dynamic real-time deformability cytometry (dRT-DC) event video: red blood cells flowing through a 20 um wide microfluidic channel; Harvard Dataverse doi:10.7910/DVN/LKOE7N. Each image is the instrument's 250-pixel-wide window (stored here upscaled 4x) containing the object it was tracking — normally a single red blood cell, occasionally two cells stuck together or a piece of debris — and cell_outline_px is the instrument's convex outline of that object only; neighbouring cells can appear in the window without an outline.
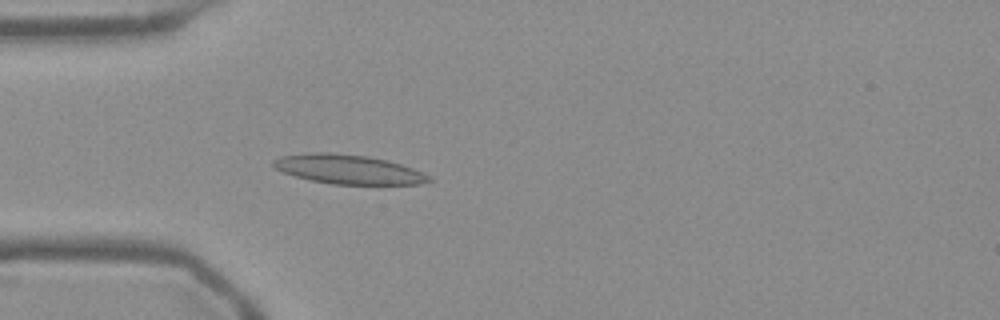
{"species": "Egyptian fruit bat (a non-hibernating species)", "species_latin": "Rousettus aegyptiacus", "temperature_condition": "warm", "stored_images_in_passage": 53, "camera_frame_rate_fps": 3000, "um_per_image_px": 0.085, "frame": {"image": 1, "passage_image": 15, "time_ms": 4.667, "image_size_px": [1000, 320], "cell_outline_px": [[432, 180], [420, 184], [332, 184], [312, 180], [296, 176], [284, 172], [276, 168], [272, 164], [272, 160], [280, 156], [312, 152], [332, 152], [368, 156], [388, 160], [412, 168], [432, 176]], "centroid_in_image_um": [29.62, 14.38], "position_along_channel_um": 55.4, "area_um2": 26.47}}
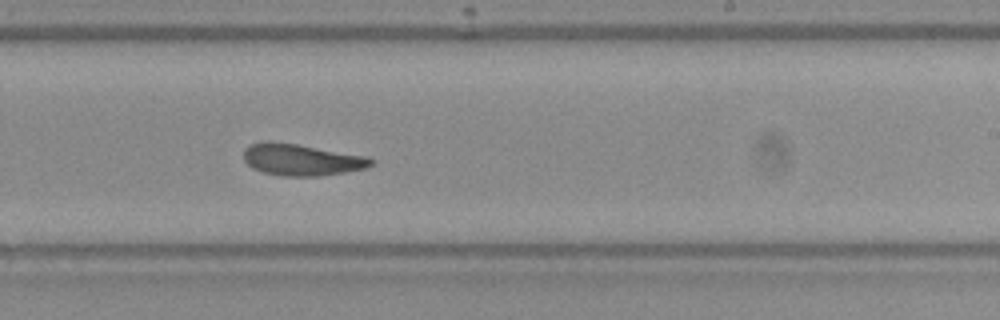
{"frame": {"image": 2, "passage_image": 32, "time_ms": 10.333, "image_size_px": [1000, 320], "cell_outline_px": [[376, 160], [372, 164], [364, 168], [344, 172], [320, 176], [284, 176], [260, 172], [252, 168], [244, 160], [244, 148], [248, 144], [260, 140], [272, 140], [368, 156]], "centroid_in_image_um": [25.57, 13.56], "position_along_channel_um": 263.4, "area_um2": 23.81}}
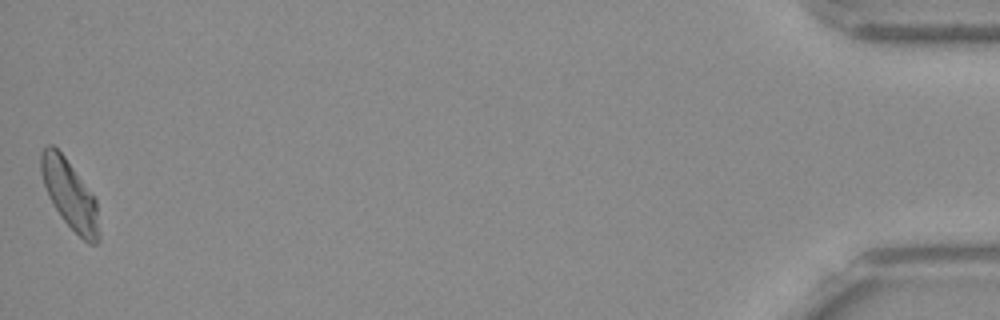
{"frame": {"image": 3, "passage_image": 53, "time_ms": 17.333, "image_size_px": [1000, 320], "cell_outline_px": [[100, 240], [96, 244], [88, 244], [60, 216], [52, 204], [48, 196], [40, 172], [40, 152], [48, 144], [52, 144], [64, 156], [96, 200], [100, 236]], "centroid_in_image_um": [5.91, 16.55], "position_along_channel_um": 429.3, "area_um2": 23.0}, "authors_computed_cell_mechanics": {"area_um2": 23.4668, "velocity_mm_per_s": 3.7588, "shape_relaxation_time_tau1_ms": null, "shape_relaxation_time_tau2_ms": 6.6095, "deformation_change_tau1": null, "deformation_change_tau2": 0.1676}}